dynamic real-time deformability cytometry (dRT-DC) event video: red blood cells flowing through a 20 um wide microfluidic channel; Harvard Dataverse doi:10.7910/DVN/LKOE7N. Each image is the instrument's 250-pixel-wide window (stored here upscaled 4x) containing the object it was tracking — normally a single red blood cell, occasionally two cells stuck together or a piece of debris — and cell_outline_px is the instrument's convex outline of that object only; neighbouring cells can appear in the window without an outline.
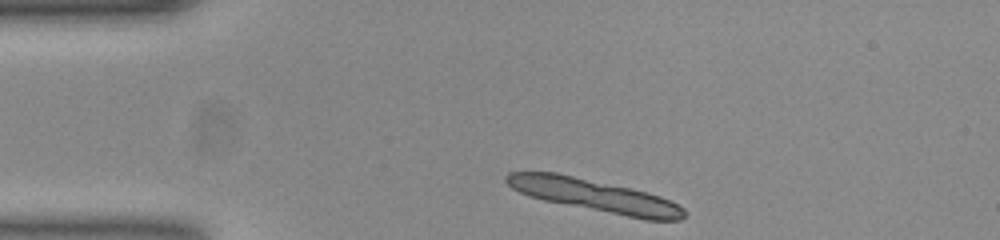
{"species": "common noctule bat (a hibernating species)", "species_latin": "Nyctalus noctula", "temperature_condition": "room temperature", "stored_images_in_passage": 44, "camera_frame_rate_fps": 3000, "um_per_image_px": 0.085, "animal": {"sex": "female", "body_mass_g": 23.0, "forearm_length_mm": 53.4}, "frame": {"image": 1, "passage_image": 1, "time_ms": 0.0, "image_size_px": [1000, 240], "cell_outline_px": [[688, 212], [680, 220], [644, 220], [544, 200], [528, 196], [512, 188], [504, 180], [504, 176], [508, 172], [556, 172], [632, 188], [660, 196], [684, 208]], "centroid_in_image_um": [50.54, 16.62], "position_along_channel_um": 34.5, "area_um2": 33.7}}
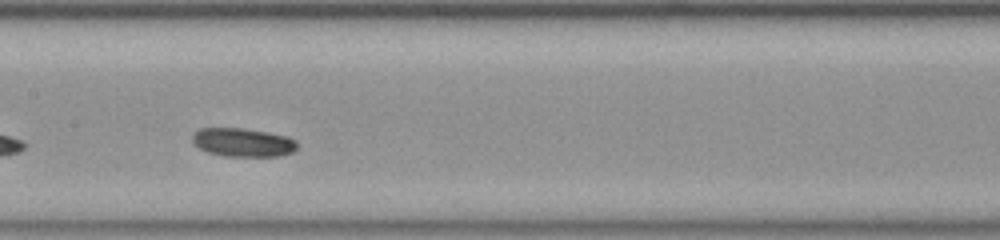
{"frame": {"image": 2, "passage_image": 17, "time_ms": 5.333, "image_size_px": [1000, 240], "cell_outline_px": [[296, 148], [292, 152], [276, 156], [224, 156], [208, 152], [200, 148], [192, 140], [192, 136], [200, 128], [244, 128], [268, 132], [288, 136], [296, 140]], "centroid_in_image_um": [20.66, 12.09], "position_along_channel_um": 186.7, "area_um2": 17.34}}
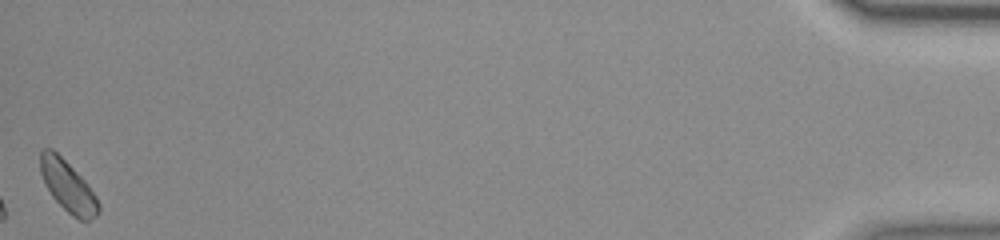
{"frame": {"image": 3, "passage_image": 44, "time_ms": 14.333, "image_size_px": [1000, 240], "cell_outline_px": [[100, 212], [96, 216], [88, 220], [80, 220], [72, 216], [52, 196], [40, 172], [40, 152], [44, 148], [52, 148], [88, 184], [96, 196], [100, 204]], "centroid_in_image_um": [5.79, 15.85], "position_along_channel_um": 429.4, "area_um2": 16.99}, "authors_computed_cell_mechanics": {"area_um2": 17.1666, "velocity_mm_per_s": 3.8015, "shape_relaxation_time_tau1_ms": 1.9488, "shape_relaxation_time_tau2_ms": null, "deformation_change_tau1": 0.0627, "deformation_change_tau2": null}}